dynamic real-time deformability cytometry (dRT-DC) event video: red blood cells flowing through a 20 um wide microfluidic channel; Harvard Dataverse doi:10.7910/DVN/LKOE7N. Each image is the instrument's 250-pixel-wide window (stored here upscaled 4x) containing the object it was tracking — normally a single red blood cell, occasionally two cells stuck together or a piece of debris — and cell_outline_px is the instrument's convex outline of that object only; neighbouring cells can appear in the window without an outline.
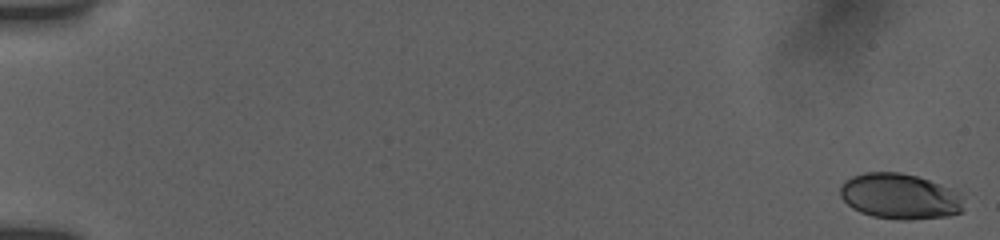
{"species": "human", "species_latin": "Homo sapiens", "temperature_condition": "room temperature", "stored_images_in_passage": 10, "camera_frame_rate_fps": 3000, "um_per_image_px": 0.085, "donor": {"sex": "female"}, "frame": {"image": 1, "passage_image": 1, "time_ms": 0.0, "image_size_px": [1000, 240], "cell_outline_px": [[964, 208], [960, 212], [948, 216], [912, 220], [900, 220], [872, 216], [860, 212], [852, 208], [840, 196], [840, 188], [844, 180], [852, 176], [864, 172], [900, 172], [916, 176], [928, 180], [960, 192]], "centroid_in_image_um": [76.47, 16.69], "position_along_channel_um": 8.5, "area_um2": 32.95}}
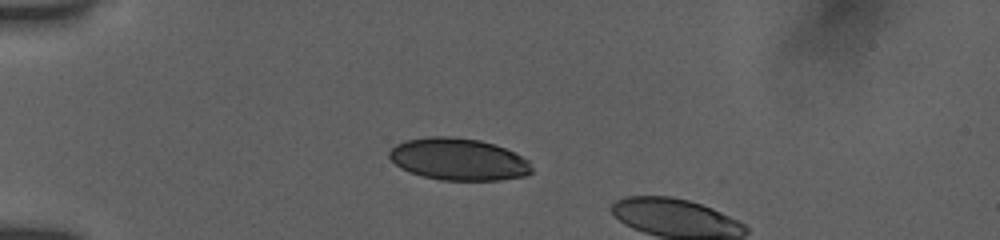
{"frame": {"image": 2, "passage_image": 8, "time_ms": 5.0, "image_size_px": [1000, 240], "cell_outline_px": [[532, 172], [524, 176], [500, 180], [440, 180], [424, 176], [400, 168], [388, 156], [388, 152], [396, 144], [408, 140], [428, 136], [448, 136], [480, 140], [496, 144], [528, 160], [532, 168]], "centroid_in_image_um": [38.97, 13.53], "position_along_channel_um": 46.0, "area_um2": 34.74}}